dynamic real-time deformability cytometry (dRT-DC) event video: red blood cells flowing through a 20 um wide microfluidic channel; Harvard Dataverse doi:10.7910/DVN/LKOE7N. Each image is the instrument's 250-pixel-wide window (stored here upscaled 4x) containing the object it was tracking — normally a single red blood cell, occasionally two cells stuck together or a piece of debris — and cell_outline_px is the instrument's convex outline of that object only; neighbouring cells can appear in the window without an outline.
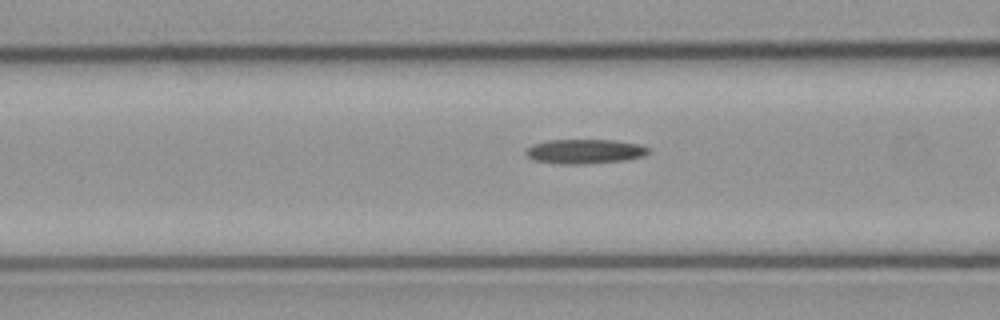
{"species": "common noctule bat (a hibernating species)", "species_latin": "Nyctalus noctula", "temperature_condition": "cold", "stored_images_in_passage": 22, "camera_frame_rate_fps": 3000, "um_per_image_px": 0.085, "animal": {"sex": "male", "body_mass_g": 23.1, "forearm_length_mm": 52.7}, "frame": {"image": 1, "passage_image": 18, "time_ms": 5.667, "image_size_px": [1000, 320], "cell_outline_px": [[652, 152], [644, 156], [628, 160], [584, 164], [560, 164], [536, 160], [528, 156], [524, 152], [532, 144], [548, 140], [612, 140], [640, 144], [648, 148]], "centroid_in_image_um": [49.75, 12.87], "position_along_channel_um": 116.8, "area_um2": 17.57}}
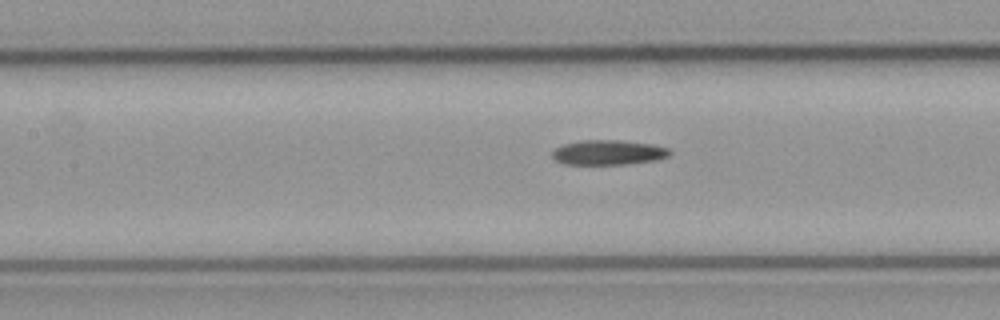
{"frame": {"image": 2, "passage_image": 21, "time_ms": 6.667, "image_size_px": [1000, 320], "cell_outline_px": [[672, 152], [668, 156], [656, 160], [624, 164], [564, 164], [556, 160], [552, 156], [552, 152], [556, 148], [564, 144], [580, 140], [620, 140], [652, 144], [668, 148]], "centroid_in_image_um": [51.71, 12.95], "position_along_channel_um": 155.7, "area_um2": 16.94}}